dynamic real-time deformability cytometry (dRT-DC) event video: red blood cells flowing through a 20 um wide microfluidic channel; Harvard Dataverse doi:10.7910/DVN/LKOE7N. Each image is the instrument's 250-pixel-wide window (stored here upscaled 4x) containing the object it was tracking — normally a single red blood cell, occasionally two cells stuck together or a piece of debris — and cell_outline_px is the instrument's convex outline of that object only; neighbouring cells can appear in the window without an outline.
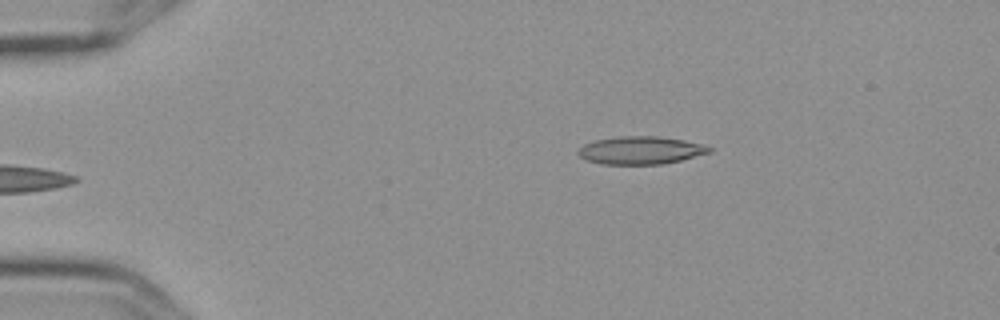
{"species": "Egyptian fruit bat (a non-hibernating species)", "species_latin": "Rousettus aegyptiacus", "temperature_condition": "cold", "stored_images_in_passage": 4, "camera_frame_rate_fps": 3000, "um_per_image_px": 0.085, "frame": {"image": 1, "passage_image": 4, "time_ms": 1.0, "image_size_px": [1000, 320], "cell_outline_px": [[712, 152], [664, 164], [600, 164], [584, 160], [576, 152], [584, 144], [596, 140], [620, 136], [656, 136], [684, 140], [700, 144], [712, 148]], "centroid_in_image_um": [54.42, 12.78], "position_along_channel_um": 30.6, "area_um2": 21.21}}